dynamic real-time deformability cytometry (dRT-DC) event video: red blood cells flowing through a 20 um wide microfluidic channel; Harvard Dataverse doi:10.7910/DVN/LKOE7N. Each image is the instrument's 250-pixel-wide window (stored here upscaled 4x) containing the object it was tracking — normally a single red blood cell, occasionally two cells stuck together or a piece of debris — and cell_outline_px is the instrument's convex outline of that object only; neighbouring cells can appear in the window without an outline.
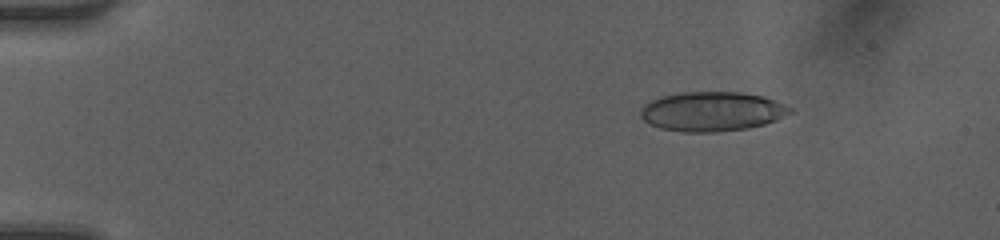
{"species": "human", "species_latin": "Homo sapiens", "temperature_condition": "room temperature", "stored_images_in_passage": 11, "camera_frame_rate_fps": 3000, "um_per_image_px": 0.085, "donor": {"sex": "female"}, "frame": {"image": 1, "passage_image": 2, "time_ms": 0.333, "image_size_px": [1000, 240], "cell_outline_px": [[796, 112], [776, 120], [764, 124], [748, 128], [716, 132], [680, 132], [660, 128], [648, 124], [640, 116], [640, 108], [644, 104], [660, 96], [680, 92], [740, 92], [764, 96], [784, 104], [792, 108]], "centroid_in_image_um": [60.52, 9.47], "position_along_channel_um": 24.5, "area_um2": 34.8}}
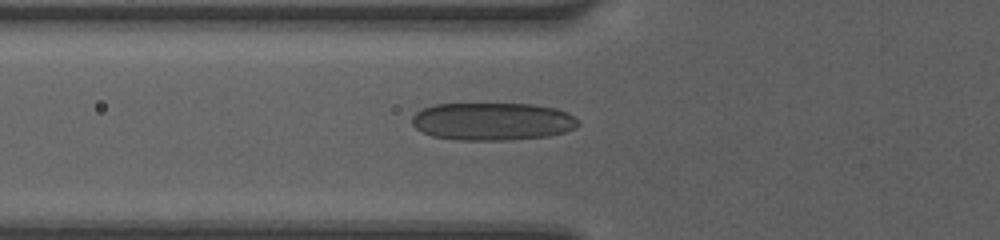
{"frame": {"image": 2, "passage_image": 10, "time_ms": 3.0, "image_size_px": [1000, 240], "cell_outline_px": [[580, 124], [576, 128], [564, 132], [548, 136], [512, 140], [456, 140], [432, 136], [416, 128], [412, 124], [412, 116], [416, 112], [432, 104], [532, 104], [556, 108], [572, 116]], "centroid_in_image_um": [41.84, 10.33], "position_along_channel_um": 84.0, "area_um2": 36.59}}